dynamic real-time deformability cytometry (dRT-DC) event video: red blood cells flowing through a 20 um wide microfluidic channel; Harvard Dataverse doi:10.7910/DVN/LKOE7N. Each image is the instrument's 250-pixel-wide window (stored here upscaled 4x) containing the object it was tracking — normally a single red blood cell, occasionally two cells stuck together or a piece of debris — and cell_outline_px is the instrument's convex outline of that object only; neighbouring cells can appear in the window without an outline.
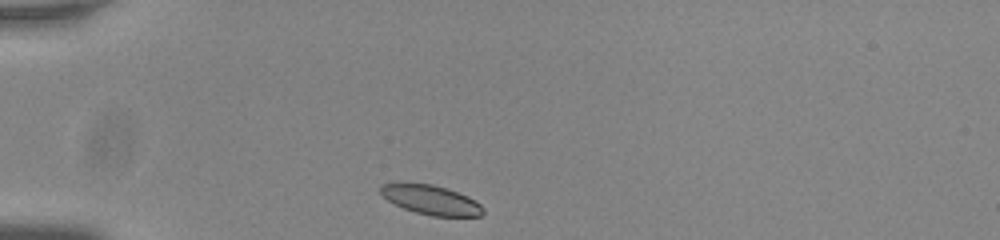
{"species": "common noctule bat (a hibernating species)", "species_latin": "Nyctalus noctula", "temperature_condition": "room temperature", "stored_images_in_passage": 34, "camera_frame_rate_fps": 3000, "um_per_image_px": 0.085, "animal": {"sex": "male", "body_mass_g": 20.0, "forearm_length_mm": 53.3}, "frame": {"image": 1, "passage_image": 1, "time_ms": 0.0, "image_size_px": [1000, 240], "cell_outline_px": [[484, 212], [480, 216], [432, 216], [416, 212], [404, 208], [388, 200], [380, 192], [380, 188], [384, 184], [432, 184], [448, 188], [468, 196], [480, 204], [484, 208]], "centroid_in_image_um": [36.7, 17.0], "position_along_channel_um": 48.3, "area_um2": 17.22}}
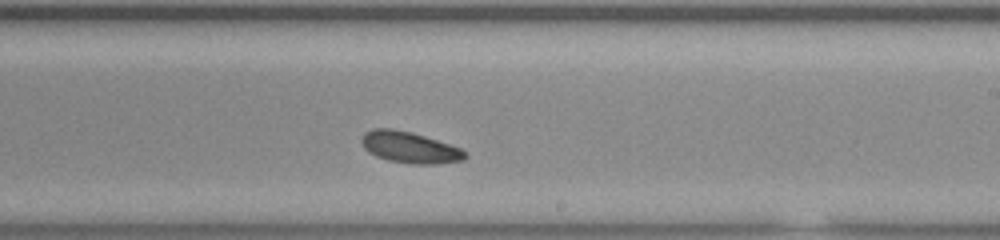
{"frame": {"image": 2, "passage_image": 20, "time_ms": 6.333, "image_size_px": [1000, 240], "cell_outline_px": [[468, 156], [464, 160], [436, 164], [412, 164], [388, 160], [376, 156], [368, 152], [364, 148], [360, 140], [364, 132], [372, 128], [392, 128], [412, 132], [460, 148], [468, 152]], "centroid_in_image_um": [34.81, 12.52], "position_along_channel_um": 254.2, "area_um2": 19.02}}
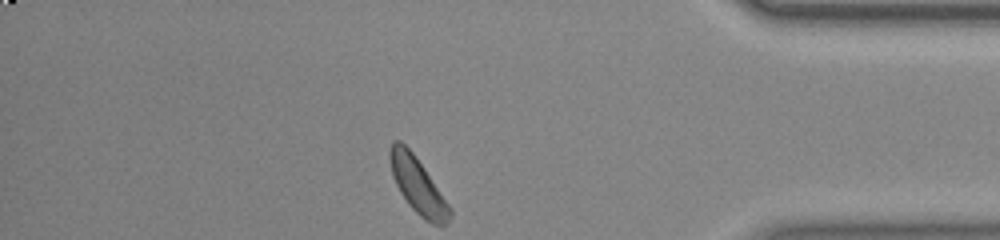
{"frame": {"image": 3, "passage_image": 34, "time_ms": 11.0, "image_size_px": [1000, 240], "cell_outline_px": [[452, 216], [448, 224], [432, 224], [424, 220], [408, 204], [400, 192], [392, 176], [388, 156], [388, 152], [392, 140], [400, 140], [412, 152], [424, 168], [452, 208]], "centroid_in_image_um": [35.5, 15.77], "position_along_channel_um": 399.7, "area_um2": 19.59}, "authors_computed_cell_mechanics": {"area_um2": 18.9006, "velocity_mm_per_s": 3.6938, "shape_relaxation_time_tau1_ms": 2.9025, "shape_relaxation_time_tau2_ms": 5.973, "deformation_change_tau1": 0.0623, "deformation_change_tau2": 0.0981}}